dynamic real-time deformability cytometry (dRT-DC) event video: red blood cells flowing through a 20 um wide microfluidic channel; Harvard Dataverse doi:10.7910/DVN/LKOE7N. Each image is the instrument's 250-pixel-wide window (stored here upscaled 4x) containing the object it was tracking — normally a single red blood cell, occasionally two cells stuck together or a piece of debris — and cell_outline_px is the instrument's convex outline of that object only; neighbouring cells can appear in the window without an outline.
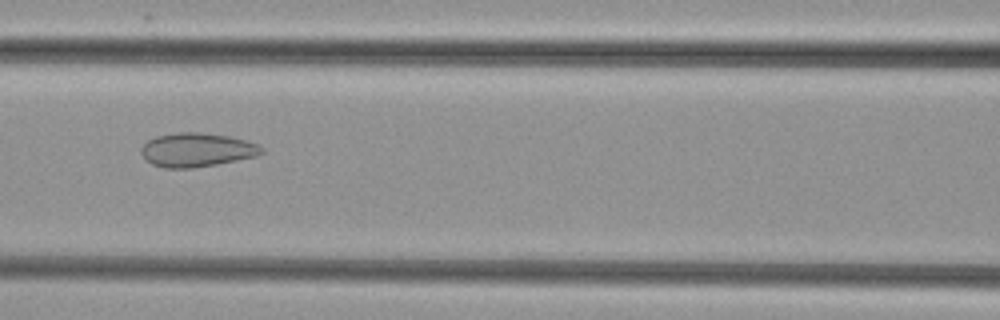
{"species": "common noctule bat (a hibernating species)", "species_latin": "Nyctalus noctula", "temperature_condition": "cold", "stored_images_in_passage": 36, "camera_frame_rate_fps": 3000, "um_per_image_px": 0.085, "animal": {"sex": "female", "body_mass_g": 29.2, "forearm_length_mm": 56.3}, "frame": {"image": 1, "passage_image": 8, "time_ms": 2.333, "image_size_px": [1000, 320], "cell_outline_px": [[264, 152], [256, 156], [216, 164], [192, 168], [164, 168], [152, 164], [140, 152], [140, 148], [148, 140], [156, 136], [180, 132], [200, 132], [228, 136], [260, 144], [264, 148]], "centroid_in_image_um": [16.74, 12.73], "position_along_channel_um": 149.9, "area_um2": 23.7}}
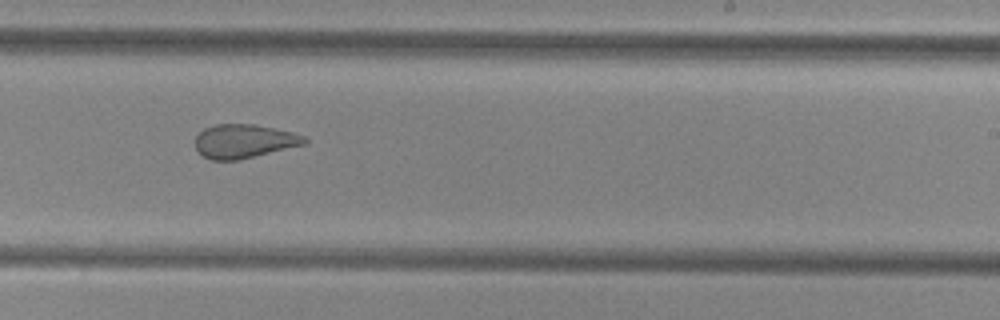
{"frame": {"image": 2, "passage_image": 17, "time_ms": 5.333, "image_size_px": [1000, 320], "cell_outline_px": [[308, 144], [240, 160], [212, 160], [204, 156], [196, 148], [196, 136], [204, 128], [216, 124], [256, 124], [292, 132], [304, 136], [308, 140]], "centroid_in_image_um": [20.79, 12.0], "position_along_channel_um": 268.2, "area_um2": 21.68}}
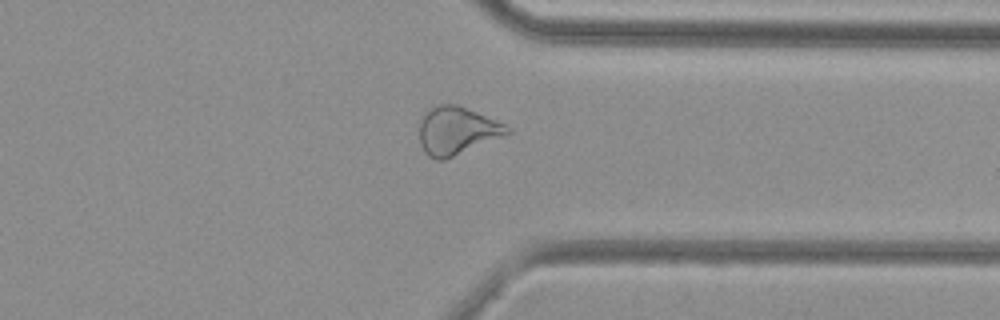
{"frame": {"image": 3, "passage_image": 25, "time_ms": 8.0, "image_size_px": [1000, 320], "cell_outline_px": [[512, 132], [444, 160], [436, 160], [428, 156], [424, 152], [420, 144], [420, 120], [424, 112], [436, 104], [456, 104], [476, 112], [504, 124], [512, 128]], "centroid_in_image_um": [38.79, 11.11], "position_along_channel_um": 372.6, "area_um2": 24.33}}